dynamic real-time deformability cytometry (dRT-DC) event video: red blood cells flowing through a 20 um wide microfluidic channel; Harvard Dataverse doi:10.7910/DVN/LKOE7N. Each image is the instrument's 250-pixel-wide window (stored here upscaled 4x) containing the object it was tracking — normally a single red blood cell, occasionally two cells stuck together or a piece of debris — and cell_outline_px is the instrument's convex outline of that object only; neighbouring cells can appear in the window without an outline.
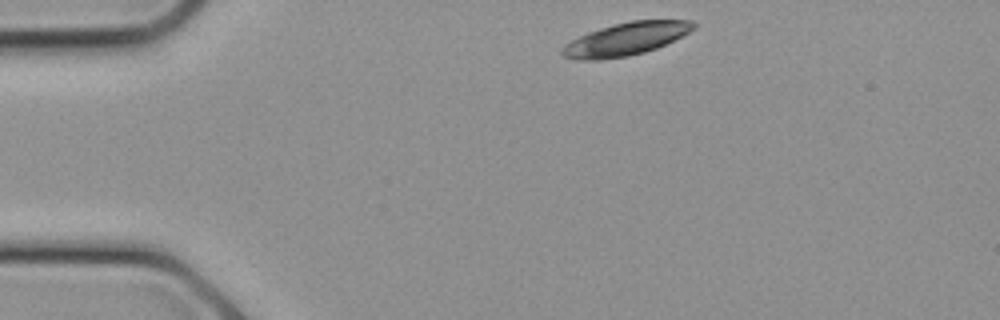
{"species": "common noctule bat (a hibernating species)", "species_latin": "Nyctalus noctula", "temperature_condition": "cold", "stored_images_in_passage": 10, "camera_frame_rate_fps": 3000, "um_per_image_px": 0.085, "animal": {"sex": "female", "body_mass_g": 21.9}, "frame": {"image": 1, "passage_image": 1, "time_ms": 0.0, "image_size_px": [1000, 320], "cell_outline_px": [[696, 28], [656, 48], [644, 52], [628, 56], [600, 60], [576, 60], [564, 56], [560, 52], [560, 48], [564, 44], [588, 32], [600, 28], [632, 20], [692, 20], [696, 24]], "centroid_in_image_um": [53.15, 3.32], "position_along_channel_um": 31.8, "area_um2": 24.91}}
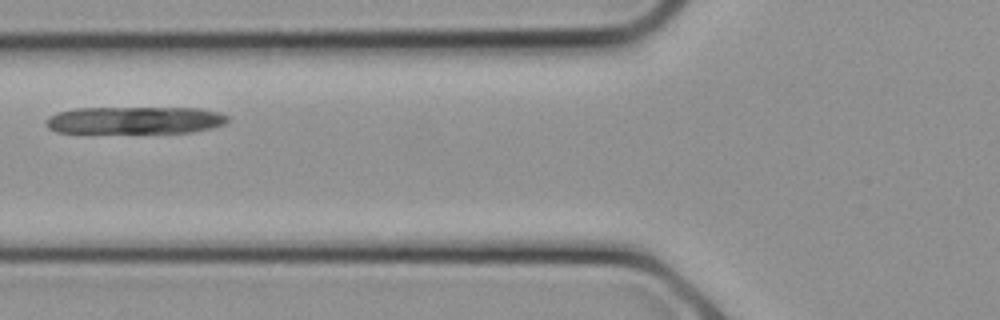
{"frame": {"image": 2, "passage_image": 6, "time_ms": 1.667, "image_size_px": [1000, 320], "cell_outline_px": [[228, 120], [224, 124], [212, 128], [192, 132], [56, 132], [48, 128], [44, 124], [44, 120], [48, 116], [56, 112], [76, 108], [200, 108], [220, 112], [228, 116]], "centroid_in_image_um": [11.44, 10.21], "position_along_channel_um": 114.4, "area_um2": 28.96}}
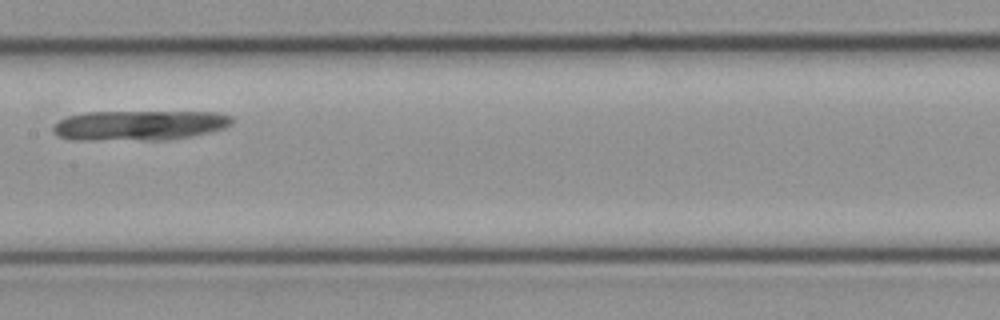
{"frame": {"image": 3, "passage_image": 9, "time_ms": 2.667, "image_size_px": [1000, 320], "cell_outline_px": [[236, 120], [232, 124], [224, 128], [192, 136], [168, 140], [72, 140], [60, 136], [52, 132], [52, 124], [68, 116], [84, 112], [220, 112], [232, 116]], "centroid_in_image_um": [11.86, 10.65], "position_along_channel_um": 195.5, "area_um2": 31.67}}